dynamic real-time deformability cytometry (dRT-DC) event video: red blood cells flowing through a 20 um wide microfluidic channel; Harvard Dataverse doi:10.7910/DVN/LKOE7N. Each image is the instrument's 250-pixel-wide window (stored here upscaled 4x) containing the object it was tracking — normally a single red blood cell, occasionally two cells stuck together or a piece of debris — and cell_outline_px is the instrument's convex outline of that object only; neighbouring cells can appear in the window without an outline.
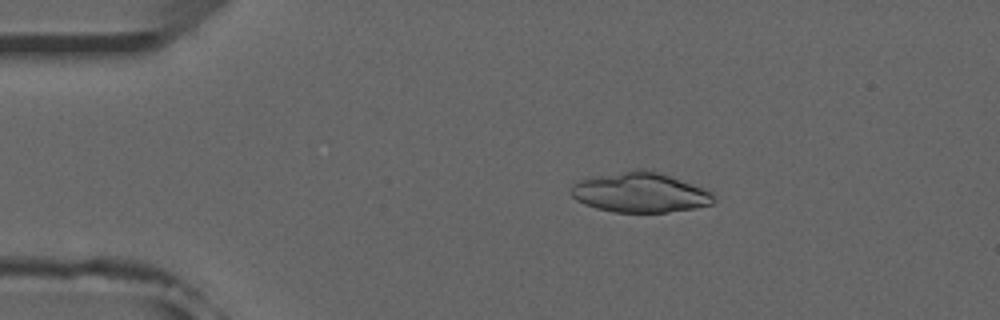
{"species": "common noctule bat (a hibernating species)", "species_latin": "Nyctalus noctula", "temperature_condition": "room temperature", "stored_images_in_passage": 48, "camera_frame_rate_fps": 3000, "um_per_image_px": 0.085, "animal": {"sex": "male", "forearm_length_mm": 52.5}, "frame": {"image": 1, "passage_image": 6, "time_ms": 1.667, "image_size_px": [1000, 320], "cell_outline_px": [[716, 200], [712, 204], [696, 208], [668, 212], [616, 212], [596, 208], [584, 204], [576, 200], [568, 192], [572, 184], [580, 180], [592, 176], [640, 168], [644, 168], [668, 176], [712, 192]], "centroid_in_image_um": [54.35, 16.36], "position_along_channel_um": 30.6, "area_um2": 33.12}}